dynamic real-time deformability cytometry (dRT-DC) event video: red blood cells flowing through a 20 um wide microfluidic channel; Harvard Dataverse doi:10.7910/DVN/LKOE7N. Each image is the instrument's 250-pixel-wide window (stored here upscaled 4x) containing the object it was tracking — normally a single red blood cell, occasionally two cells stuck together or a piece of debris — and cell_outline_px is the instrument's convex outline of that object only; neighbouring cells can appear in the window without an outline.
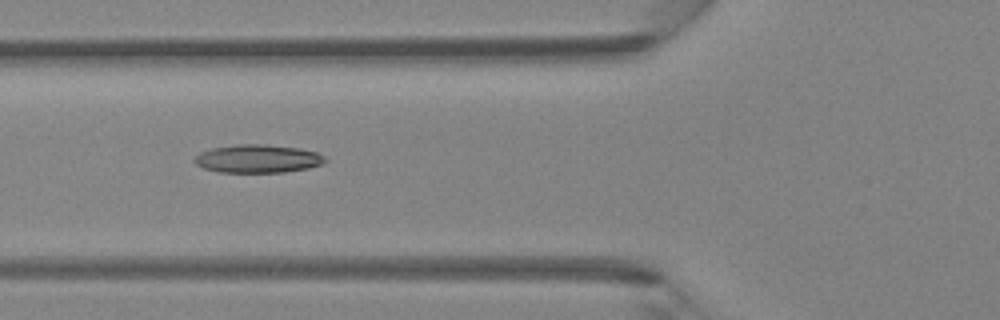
{"species": "Egyptian fruit bat (a non-hibernating species)", "species_latin": "Rousettus aegyptiacus", "temperature_condition": "room temperature", "stored_images_in_passage": 5, "camera_frame_rate_fps": 3000, "um_per_image_px": 0.085, "animal": {"sex": "female"}, "frame": {"image": 1, "passage_image": 5, "time_ms": 1.333, "image_size_px": [1000, 320], "cell_outline_px": [[328, 160], [320, 164], [308, 168], [284, 172], [220, 172], [204, 168], [196, 164], [192, 160], [200, 152], [212, 148], [236, 144], [264, 144], [300, 148], [316, 152], [324, 156]], "centroid_in_image_um": [21.9, 13.48], "position_along_channel_um": 103.9, "area_um2": 21.44}}